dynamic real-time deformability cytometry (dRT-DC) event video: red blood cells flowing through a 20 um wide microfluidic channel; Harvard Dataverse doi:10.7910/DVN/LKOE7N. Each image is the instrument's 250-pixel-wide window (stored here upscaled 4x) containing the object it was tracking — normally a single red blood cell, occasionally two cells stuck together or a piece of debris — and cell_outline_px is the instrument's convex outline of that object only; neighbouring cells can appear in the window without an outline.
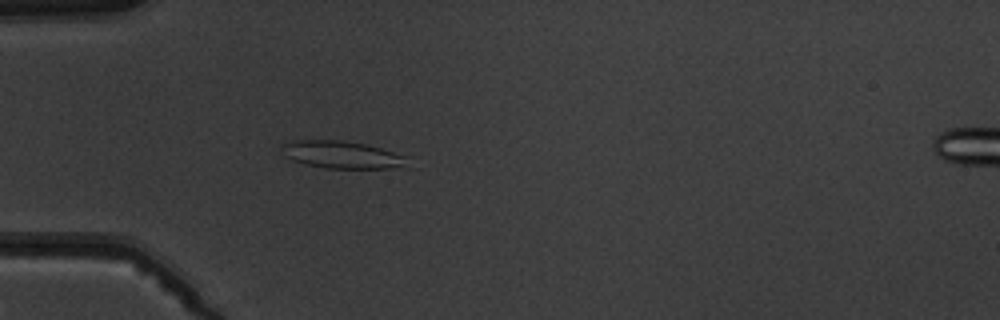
{"species": "common noctule bat (a hibernating species)", "species_latin": "Nyctalus noctula", "temperature_condition": "warm", "stored_images_in_passage": 2, "camera_frame_rate_fps": 3000, "um_per_image_px": 0.085, "animal": {"sex": "male", "body_mass_g": 19.5, "forearm_length_mm": 54.6}, "frame": {"image": 1, "passage_image": 1, "time_ms": 0.0, "image_size_px": [1000, 320], "cell_outline_px": [[412, 168], [324, 168], [304, 164], [292, 160], [284, 156], [280, 148], [280, 144], [296, 140], [344, 140], [368, 144], [408, 156]], "centroid_in_image_um": [29.14, 13.16], "position_along_channel_um": 55.9, "area_um2": 20.75}}